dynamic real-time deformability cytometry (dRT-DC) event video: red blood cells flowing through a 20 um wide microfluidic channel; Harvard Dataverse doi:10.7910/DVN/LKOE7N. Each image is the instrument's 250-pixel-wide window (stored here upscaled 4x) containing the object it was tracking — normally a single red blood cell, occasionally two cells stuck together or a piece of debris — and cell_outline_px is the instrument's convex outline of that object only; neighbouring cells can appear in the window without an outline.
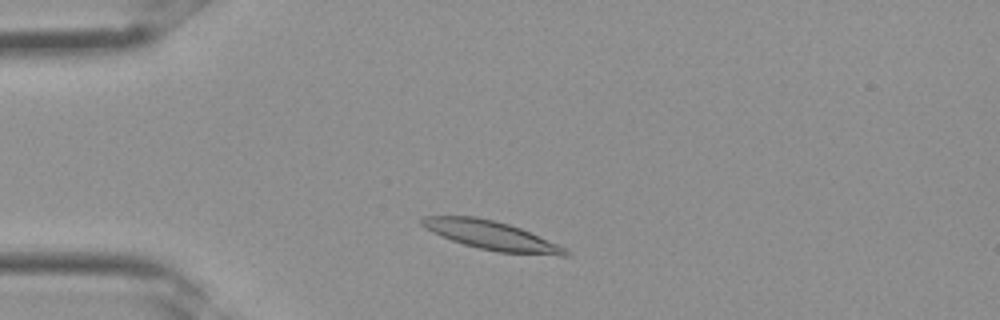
{"species": "Egyptian fruit bat (a non-hibernating species)", "species_latin": "Rousettus aegyptiacus", "temperature_condition": "room temperature", "stored_images_in_passage": 29, "camera_frame_rate_fps": 3000, "um_per_image_px": 0.085, "frame": {"image": 1, "passage_image": 3, "time_ms": 0.667, "image_size_px": [1000, 320], "cell_outline_px": [[572, 252], [568, 256], [560, 256], [500, 252], [480, 248], [464, 244], [452, 240], [424, 228], [420, 224], [420, 220], [424, 216], [476, 216], [508, 224], [520, 228], [568, 248]], "centroid_in_image_um": [41.82, 20.02], "position_along_channel_um": 43.2, "area_um2": 23.99}}
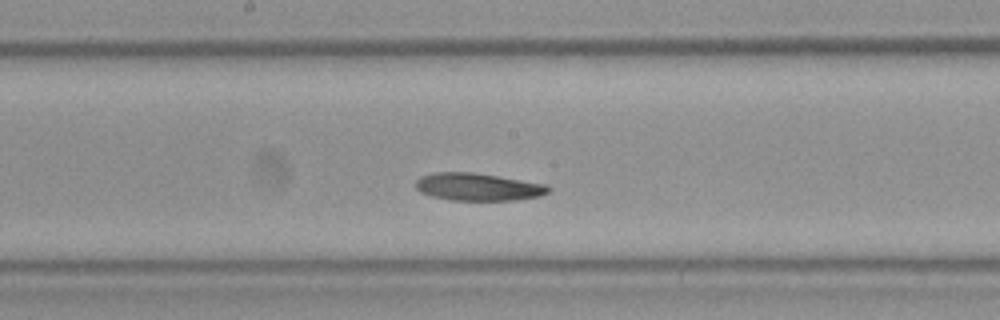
{"frame": {"image": 2, "passage_image": 13, "time_ms": 4.0, "image_size_px": [1000, 320], "cell_outline_px": [[552, 188], [548, 192], [540, 196], [512, 200], [448, 200], [432, 196], [420, 192], [416, 188], [416, 180], [420, 176], [432, 172], [472, 172], [548, 184]], "centroid_in_image_um": [40.62, 15.88], "position_along_channel_um": 207.6, "area_um2": 21.39}}
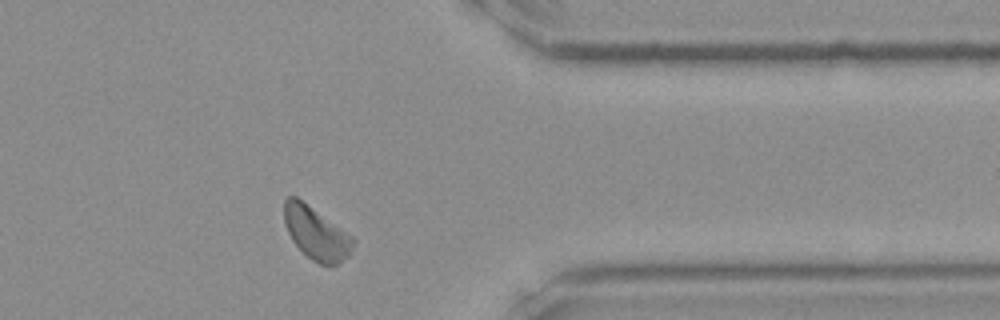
{"frame": {"image": 3, "passage_image": 23, "time_ms": 7.333, "image_size_px": [1000, 320], "cell_outline_px": [[356, 240], [352, 252], [340, 264], [332, 268], [320, 264], [312, 260], [292, 240], [288, 232], [284, 220], [284, 200], [288, 196], [296, 196], [352, 236]], "centroid_in_image_um": [26.91, 19.86], "position_along_channel_um": 384.5, "area_um2": 21.21}}